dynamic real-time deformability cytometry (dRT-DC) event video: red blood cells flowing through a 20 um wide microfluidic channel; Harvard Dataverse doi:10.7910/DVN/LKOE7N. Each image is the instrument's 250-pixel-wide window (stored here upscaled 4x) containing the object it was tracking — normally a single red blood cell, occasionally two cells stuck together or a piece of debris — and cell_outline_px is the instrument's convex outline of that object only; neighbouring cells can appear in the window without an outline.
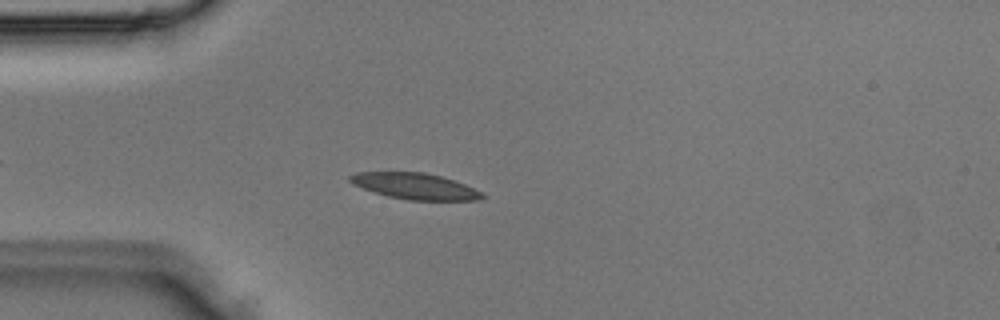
{"species": "Egyptian fruit bat (a non-hibernating species)", "species_latin": "Rousettus aegyptiacus", "temperature_condition": "room temperature", "stored_images_in_passage": 1, "camera_frame_rate_fps": 3000, "um_per_image_px": 0.085, "animal": {"sex": "male"}, "frame": {"image": 1, "passage_image": 1, "time_ms": 0.0, "image_size_px": [1000, 320], "cell_outline_px": [[488, 196], [476, 200], [408, 200], [388, 196], [352, 184], [348, 180], [348, 176], [356, 172], [424, 172], [440, 176], [464, 184]], "centroid_in_image_um": [35.25, 15.82], "position_along_channel_um": 49.8, "area_um2": 19.88}}